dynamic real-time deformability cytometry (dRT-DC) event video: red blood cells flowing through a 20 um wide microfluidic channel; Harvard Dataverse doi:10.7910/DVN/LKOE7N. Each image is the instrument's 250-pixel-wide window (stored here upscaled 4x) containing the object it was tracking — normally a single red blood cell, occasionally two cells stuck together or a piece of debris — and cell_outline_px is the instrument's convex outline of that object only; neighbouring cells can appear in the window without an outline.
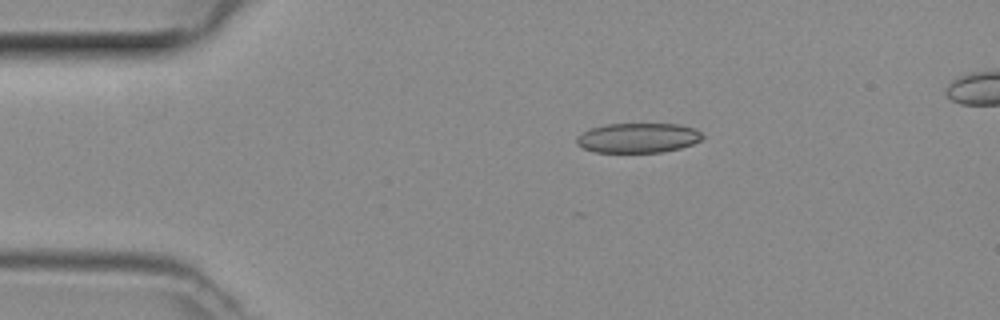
{"species": "common noctule bat (a hibernating species)", "species_latin": "Nyctalus noctula", "temperature_condition": "room temperature", "stored_images_in_passage": 8, "camera_frame_rate_fps": 3000, "um_per_image_px": 0.085, "animal": {"sex": "female", "body_mass_g": 29.2, "forearm_length_mm": 56.3}, "frame": {"image": 1, "passage_image": 2, "time_ms": 0.333, "image_size_px": [1000, 320], "cell_outline_px": [[704, 136], [700, 140], [692, 144], [680, 148], [660, 152], [596, 152], [584, 148], [576, 144], [576, 136], [592, 128], [608, 124], [680, 124], [696, 128]], "centroid_in_image_um": [54.25, 11.71], "position_along_channel_um": 30.8, "area_um2": 21.73}}
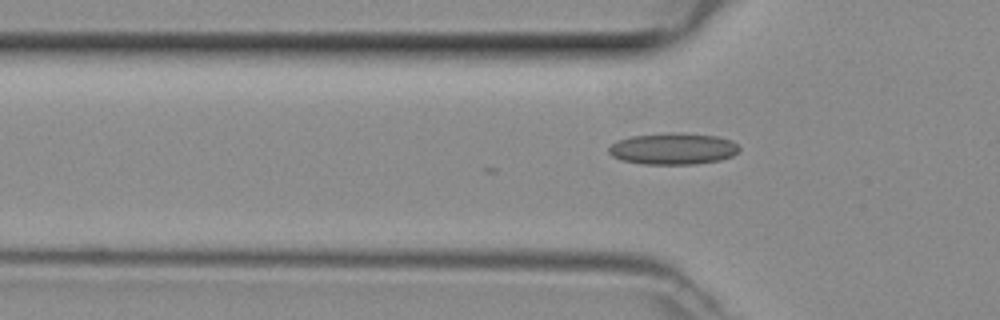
{"frame": {"image": 2, "passage_image": 8, "time_ms": 2.333, "image_size_px": [1000, 320], "cell_outline_px": [[740, 152], [732, 156], [720, 160], [696, 164], [644, 164], [620, 160], [612, 156], [608, 152], [608, 148], [616, 140], [632, 136], [684, 132], [716, 136], [732, 140], [740, 148]], "centroid_in_image_um": [57.23, 12.64], "position_along_channel_um": 68.6, "area_um2": 24.1}}